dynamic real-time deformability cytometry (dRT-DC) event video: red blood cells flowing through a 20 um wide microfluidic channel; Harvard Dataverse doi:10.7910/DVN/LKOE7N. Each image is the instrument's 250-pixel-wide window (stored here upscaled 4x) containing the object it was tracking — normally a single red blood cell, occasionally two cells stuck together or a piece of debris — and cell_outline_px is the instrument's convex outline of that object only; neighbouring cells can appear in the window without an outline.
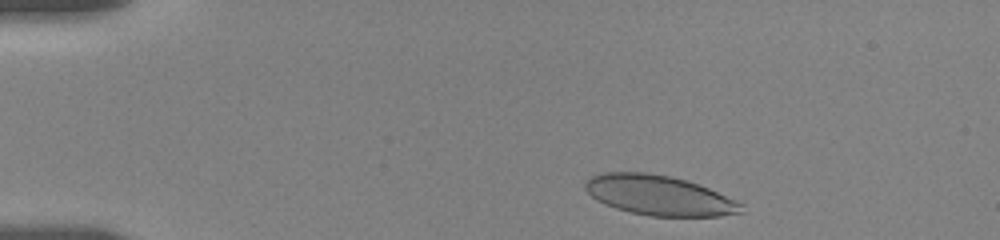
{"species": "human", "species_latin": "Homo sapiens", "temperature_condition": "room temperature", "stored_images_in_passage": 42, "camera_frame_rate_fps": 3000, "um_per_image_px": 0.085, "donor": {"sex": "female"}, "frame": {"image": 1, "passage_image": 3, "time_ms": 0.667, "image_size_px": [1000, 240], "cell_outline_px": [[744, 212], [720, 216], [652, 216], [632, 212], [616, 208], [604, 204], [596, 200], [584, 188], [584, 180], [600, 172], [644, 172], [668, 176], [684, 180], [708, 188], [736, 200], [744, 204]], "centroid_in_image_um": [56.0, 16.6], "position_along_channel_um": 29.0, "area_um2": 36.18}}
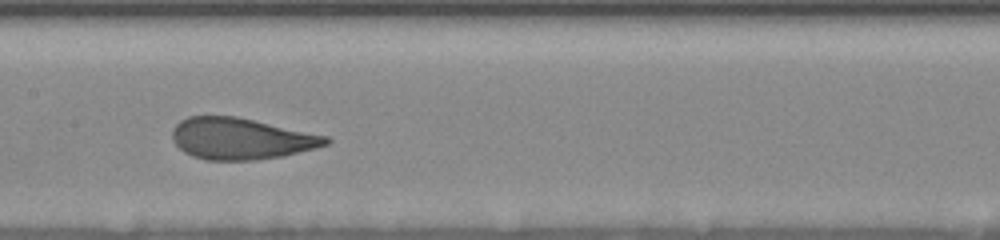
{"frame": {"image": 2, "passage_image": 24, "time_ms": 7.0, "image_size_px": [1000, 240], "cell_outline_px": [[332, 140], [328, 144], [316, 148], [284, 156], [256, 160], [204, 160], [192, 156], [184, 152], [172, 140], [172, 128], [180, 120], [188, 116], [236, 116], [328, 136]], "centroid_in_image_um": [20.48, 11.79], "position_along_channel_um": 186.9, "area_um2": 37.28}}
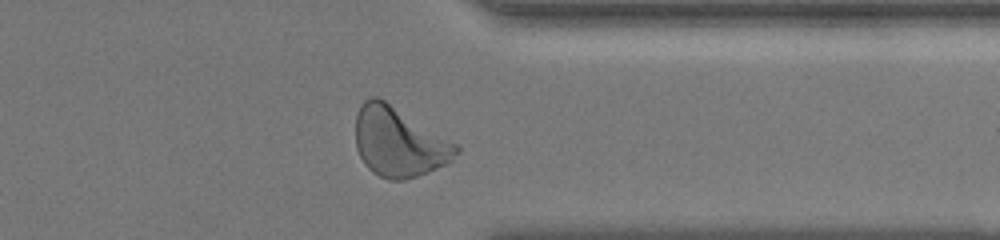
{"frame": {"image": 3, "passage_image": 40, "time_ms": 12.333, "image_size_px": [1000, 240], "cell_outline_px": [[460, 152], [448, 164], [428, 172], [404, 180], [388, 180], [372, 172], [364, 164], [356, 148], [356, 116], [364, 100], [372, 96], [376, 96], [384, 100], [460, 144]], "centroid_in_image_um": [33.95, 12.09], "position_along_channel_um": 377.5, "area_um2": 41.04}, "authors_computed_cell_mechanics": {"area_um2": 37.6567, "velocity_mm_per_s": 3.6266, "shape_relaxation_time_tau1_ms": 4.1573, "shape_relaxation_time_tau2_ms": 0.7602, "deformation_change_tau1": 0.1809, "deformation_change_tau2": 0.0823}}